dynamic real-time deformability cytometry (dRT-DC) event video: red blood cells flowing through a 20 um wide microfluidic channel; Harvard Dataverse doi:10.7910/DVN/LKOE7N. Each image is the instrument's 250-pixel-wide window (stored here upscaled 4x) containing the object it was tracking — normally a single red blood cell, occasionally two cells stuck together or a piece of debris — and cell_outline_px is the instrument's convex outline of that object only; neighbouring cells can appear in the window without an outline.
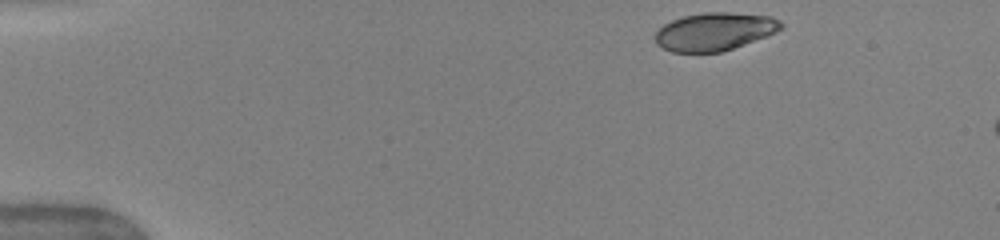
{"species": "human", "species_latin": "Homo sapiens", "temperature_condition": "warm", "stored_images_in_passage": 5, "camera_frame_rate_fps": 3000, "um_per_image_px": 0.085, "donor": {"sex": "female"}, "frame": {"image": 1, "passage_image": 1, "time_ms": 0.0, "image_size_px": [1000, 240], "cell_outline_px": [[784, 28], [776, 32], [732, 48], [720, 52], [672, 52], [656, 44], [656, 32], [664, 24], [672, 20], [684, 16], [704, 12], [732, 12], [772, 16], [780, 20], [784, 24]], "centroid_in_image_um": [60.76, 2.66], "position_along_channel_um": 24.2, "area_um2": 27.74}}
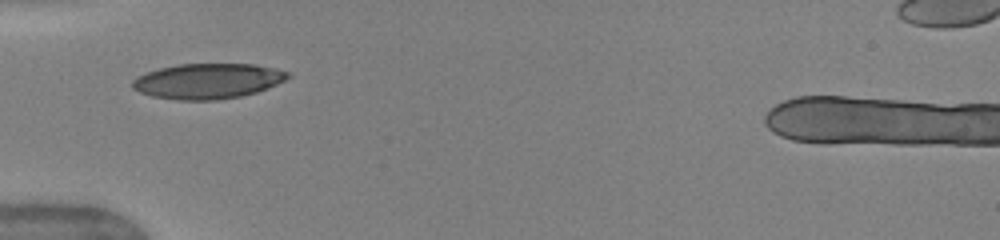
{"frame": {"image": 2, "passage_image": 4, "time_ms": 3.333, "image_size_px": [1000, 240], "cell_outline_px": [[292, 76], [268, 88], [256, 92], [240, 96], [216, 100], [180, 100], [152, 96], [140, 92], [132, 88], [132, 80], [136, 76], [160, 68], [176, 64], [252, 64], [276, 68], [288, 72]], "centroid_in_image_um": [17.65, 6.89], "position_along_channel_um": 67.3, "area_um2": 31.91}}